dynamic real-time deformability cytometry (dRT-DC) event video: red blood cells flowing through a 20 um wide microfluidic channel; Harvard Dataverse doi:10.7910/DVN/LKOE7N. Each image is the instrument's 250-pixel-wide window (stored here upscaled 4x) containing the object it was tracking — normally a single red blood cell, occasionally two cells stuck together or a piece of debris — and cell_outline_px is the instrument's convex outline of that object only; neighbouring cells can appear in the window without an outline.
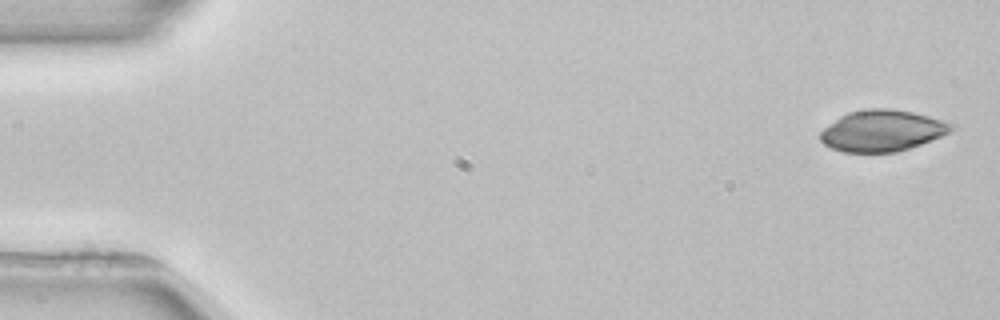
{"species": "common noctule bat (a hibernating species)", "species_latin": "Nyctalus noctula", "temperature_condition": "room temperature", "stored_images_in_passage": 51, "camera_frame_rate_fps": 3000, "um_per_image_px": 0.085, "animal": {"sex": "female", "body_mass_g": 22.7, "forearm_length_mm": 54.2}, "frame": {"image": 1, "passage_image": 1, "time_ms": 0.0, "image_size_px": [1000, 320], "cell_outline_px": [[956, 128], [940, 136], [920, 144], [896, 152], [844, 152], [832, 148], [824, 144], [820, 140], [820, 132], [824, 128], [840, 116], [848, 112], [868, 108], [892, 108], [912, 112], [928, 116], [956, 124]], "centroid_in_image_um": [74.98, 11.1], "position_along_channel_um": 10.0, "area_um2": 31.39}}